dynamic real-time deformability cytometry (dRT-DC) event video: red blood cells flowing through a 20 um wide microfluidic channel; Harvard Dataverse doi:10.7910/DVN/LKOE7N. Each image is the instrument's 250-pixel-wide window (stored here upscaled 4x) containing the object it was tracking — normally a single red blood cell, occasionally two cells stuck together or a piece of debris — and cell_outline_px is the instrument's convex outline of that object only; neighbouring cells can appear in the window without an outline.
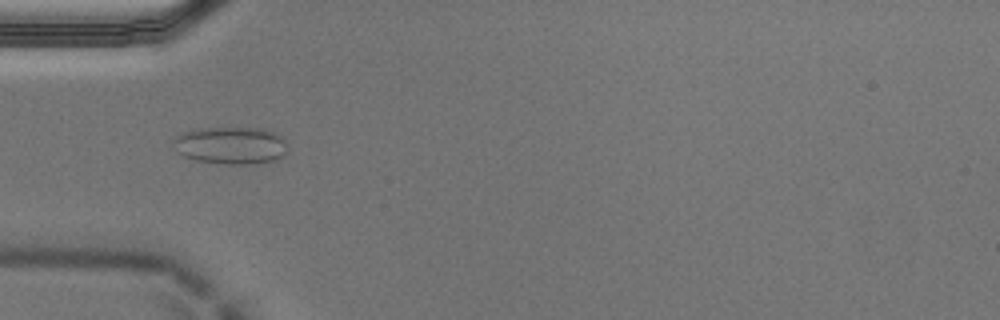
{"species": "Egyptian fruit bat (a non-hibernating species)", "species_latin": "Rousettus aegyptiacus", "temperature_condition": "cold", "stored_images_in_passage": 53, "camera_frame_rate_fps": 3000, "um_per_image_px": 0.085, "animal": {"sex": "male"}, "frame": {"image": 1, "passage_image": 16, "time_ms": 5.0, "image_size_px": [1000, 320], "cell_outline_px": [[288, 144], [284, 156], [276, 160], [252, 164], [220, 164], [196, 160], [184, 156], [176, 152], [172, 144], [180, 132], [200, 128], [264, 128], [280, 136]], "centroid_in_image_um": [19.61, 12.36], "position_along_channel_um": 65.4, "area_um2": 25.14}}